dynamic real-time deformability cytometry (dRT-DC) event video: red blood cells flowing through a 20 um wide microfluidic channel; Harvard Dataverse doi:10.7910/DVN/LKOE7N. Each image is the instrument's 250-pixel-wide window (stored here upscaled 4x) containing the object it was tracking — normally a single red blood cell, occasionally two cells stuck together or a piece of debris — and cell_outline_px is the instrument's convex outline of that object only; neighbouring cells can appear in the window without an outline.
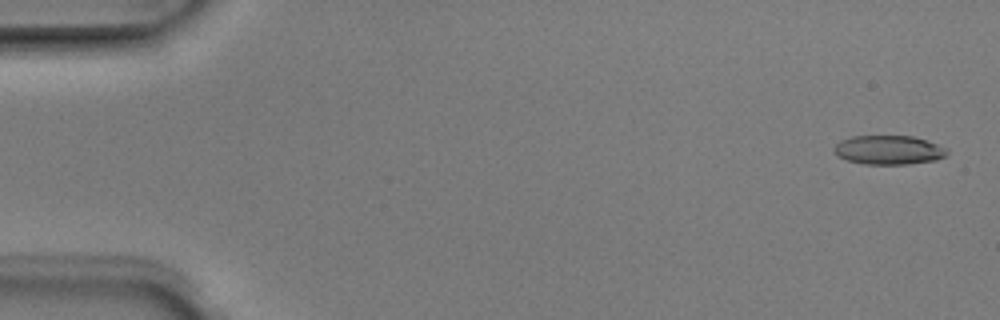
{"species": "Egyptian fruit bat (a non-hibernating species)", "species_latin": "Rousettus aegyptiacus", "temperature_condition": "room temperature", "stored_images_in_passage": 6, "camera_frame_rate_fps": 3000, "um_per_image_px": 0.085, "animal": {"sex": "male"}, "frame": {"image": 1, "passage_image": 1, "time_ms": 0.0, "image_size_px": [1000, 320], "cell_outline_px": [[948, 152], [944, 156], [936, 160], [908, 164], [864, 164], [848, 160], [836, 156], [832, 152], [832, 148], [840, 140], [852, 136], [912, 136], [948, 148]], "centroid_in_image_um": [75.49, 12.75], "position_along_channel_um": 9.5, "area_um2": 19.19}}